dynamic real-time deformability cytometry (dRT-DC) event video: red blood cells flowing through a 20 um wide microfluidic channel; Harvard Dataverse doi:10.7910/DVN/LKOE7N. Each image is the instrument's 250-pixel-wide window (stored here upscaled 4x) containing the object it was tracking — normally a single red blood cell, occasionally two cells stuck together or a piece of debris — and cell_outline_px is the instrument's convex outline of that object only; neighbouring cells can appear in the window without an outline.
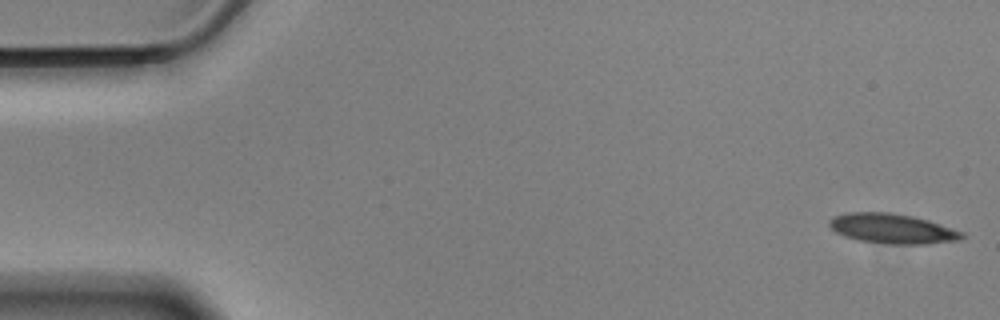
{"species": "Egyptian fruit bat (a non-hibernating species)", "species_latin": "Rousettus aegyptiacus", "temperature_condition": "cold", "stored_images_in_passage": 57, "camera_frame_rate_fps": 3000, "um_per_image_px": 0.085, "animal": {"sex": "male"}, "frame": {"image": 1, "passage_image": 1, "time_ms": 0.0, "image_size_px": [1000, 320], "cell_outline_px": [[964, 236], [960, 240], [924, 244], [888, 244], [860, 240], [844, 236], [836, 232], [828, 224], [828, 220], [832, 216], [852, 212], [888, 212], [912, 216], [928, 220], [964, 232]], "centroid_in_image_um": [75.83, 19.43], "position_along_channel_um": 9.2, "area_um2": 23.0}}
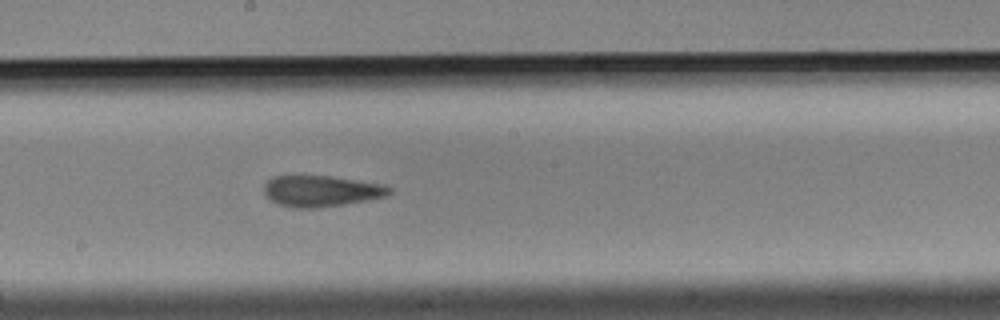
{"frame": {"image": 2, "passage_image": 30, "time_ms": 9.667, "image_size_px": [1000, 320], "cell_outline_px": [[392, 192], [388, 196], [344, 204], [316, 208], [296, 208], [280, 204], [272, 200], [264, 192], [264, 184], [272, 176], [328, 176], [384, 184], [392, 188]], "centroid_in_image_um": [27.33, 16.23], "position_along_channel_um": 220.9, "area_um2": 22.54}}
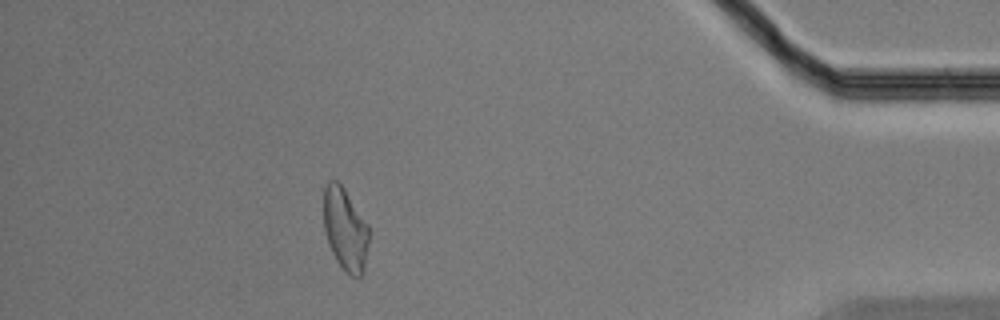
{"frame": {"image": 3, "passage_image": 50, "time_ms": 16.333, "image_size_px": [1000, 320], "cell_outline_px": [[368, 240], [364, 272], [360, 276], [348, 276], [336, 260], [328, 244], [324, 228], [324, 188], [328, 180], [336, 180], [344, 188], [368, 224]], "centroid_in_image_um": [29.33, 19.5], "position_along_channel_um": 405.9, "area_um2": 21.79}, "authors_computed_cell_mechanics": {"area_um2": 23.0044, "velocity_mm_per_s": 3.5118, "shape_relaxation_time_tau1_ms": 7.6814, "shape_relaxation_time_tau2_ms": 3.1149, "deformation_change_tau1": 0.1695, "deformation_change_tau2": 0.1157}}